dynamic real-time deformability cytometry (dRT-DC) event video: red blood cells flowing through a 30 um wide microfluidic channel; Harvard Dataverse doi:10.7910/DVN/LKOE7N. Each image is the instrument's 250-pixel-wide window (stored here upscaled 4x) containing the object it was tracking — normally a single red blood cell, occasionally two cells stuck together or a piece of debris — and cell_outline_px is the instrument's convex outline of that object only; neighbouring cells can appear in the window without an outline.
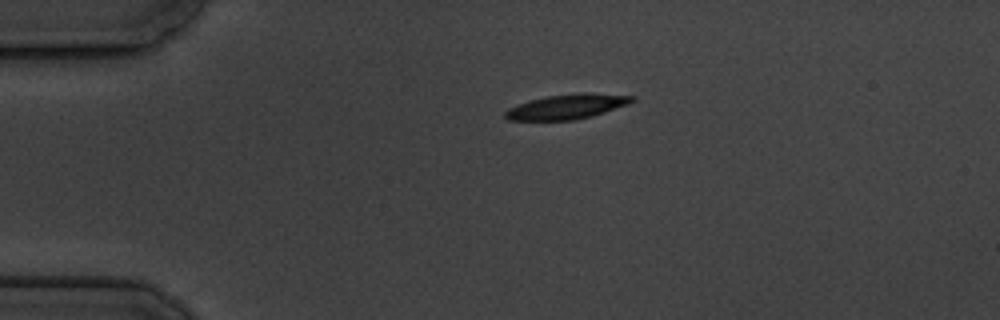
{"species": "common noctule bat (a hibernating species)", "species_latin": "Nyctalus noctula", "temperature_condition": "cold", "stored_images_in_passage": 5, "camera_frame_rate_fps": 3000, "um_per_image_px": 0.085, "animal": {"sex": "male", "body_mass_g": 19.5, "forearm_length_mm": 54.6}, "frame": {"image": 1, "passage_image": 1, "time_ms": 0.0, "image_size_px": [1000, 320], "cell_outline_px": [[636, 100], [628, 104], [592, 116], [576, 120], [508, 120], [504, 116], [504, 112], [508, 108], [516, 104], [548, 96], [580, 92], [584, 92], [636, 96]], "centroid_in_image_um": [48.2, 9.06], "position_along_channel_um": 36.8, "area_um2": 18.38}}
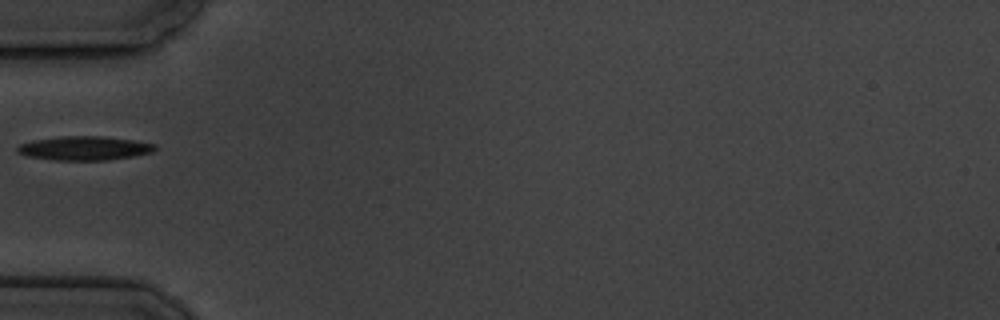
{"frame": {"image": 2, "passage_image": 3, "time_ms": 2.333, "image_size_px": [1000, 320], "cell_outline_px": [[156, 148], [152, 152], [132, 156], [108, 160], [52, 160], [24, 156], [16, 152], [16, 148], [20, 144], [32, 140], [60, 136], [104, 136], [132, 140], [156, 144]], "centroid_in_image_um": [7.11, 12.6], "position_along_channel_um": 77.9, "area_um2": 19.36}}
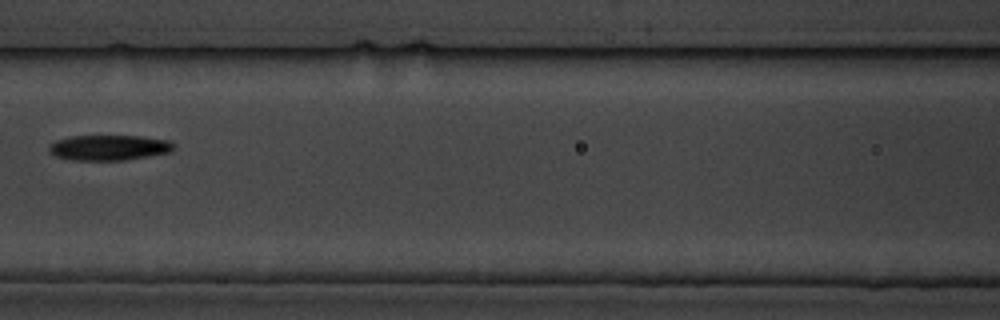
{"frame": {"image": 3, "passage_image": 5, "time_ms": 4.667, "image_size_px": [1000, 320], "cell_outline_px": [[176, 148], [172, 152], [124, 160], [72, 160], [56, 156], [48, 152], [48, 144], [56, 140], [72, 136], [140, 136], [168, 140], [176, 144]], "centroid_in_image_um": [9.28, 12.55], "position_along_channel_um": 157.3, "area_um2": 18.61}}